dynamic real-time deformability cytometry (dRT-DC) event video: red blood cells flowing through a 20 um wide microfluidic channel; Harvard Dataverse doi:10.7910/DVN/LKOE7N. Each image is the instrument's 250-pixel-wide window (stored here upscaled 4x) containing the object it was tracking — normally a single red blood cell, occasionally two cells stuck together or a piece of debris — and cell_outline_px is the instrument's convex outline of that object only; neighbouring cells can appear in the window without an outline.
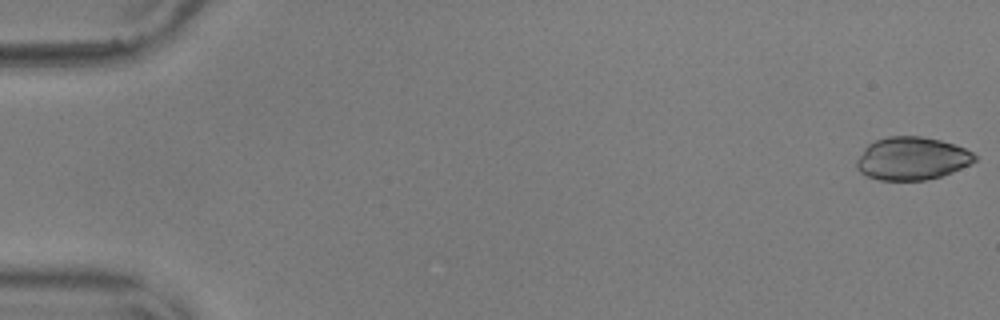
{"species": "common noctule bat (a hibernating species)", "species_latin": "Nyctalus noctula", "temperature_condition": "warm", "stored_images_in_passage": 56, "camera_frame_rate_fps": 3000, "um_per_image_px": 0.085, "animal": {"sex": "male", "body_mass_g": 17.9, "forearm_length_mm": 54.2}, "frame": {"image": 1, "passage_image": 1, "time_ms": 0.0, "image_size_px": [1000, 320], "cell_outline_px": [[976, 160], [952, 172], [940, 176], [924, 180], [880, 180], [868, 176], [860, 172], [856, 168], [856, 160], [864, 148], [868, 144], [876, 140], [888, 136], [920, 136], [940, 140], [964, 148], [972, 152], [976, 156]], "centroid_in_image_um": [77.47, 13.47], "position_along_channel_um": 7.5, "area_um2": 29.3}}
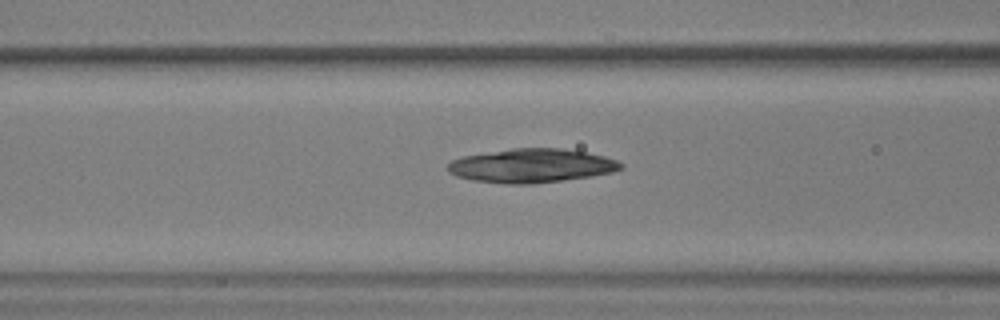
{"frame": {"image": 2, "passage_image": 23, "time_ms": 7.333, "image_size_px": [1000, 320], "cell_outline_px": [[624, 168], [612, 172], [588, 176], [532, 184], [504, 184], [472, 180], [456, 176], [448, 172], [448, 164], [452, 160], [464, 156], [512, 148], [560, 148], [584, 152], [604, 156], [616, 160], [624, 164]], "centroid_in_image_um": [45.16, 14.08], "position_along_channel_um": 121.4, "area_um2": 33.93}}
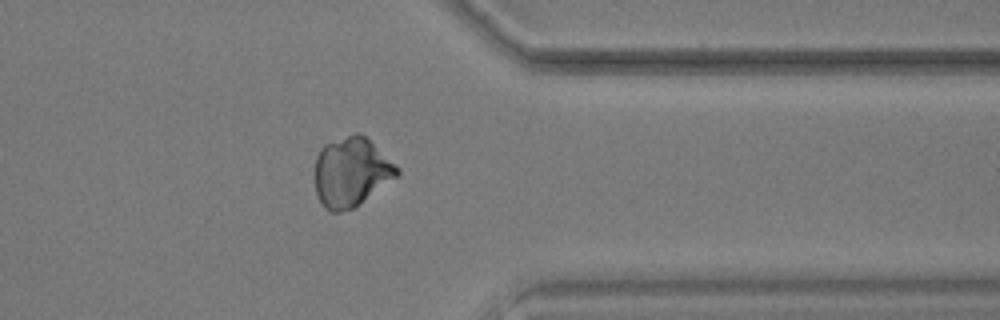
{"frame": {"image": 3, "passage_image": 45, "time_ms": 14.667, "image_size_px": [1000, 320], "cell_outline_px": [[400, 176], [360, 204], [352, 208], [340, 212], [332, 212], [324, 208], [316, 192], [316, 156], [320, 148], [324, 144], [356, 132], [360, 132], [396, 164], [400, 168]], "centroid_in_image_um": [29.89, 14.63], "position_along_channel_um": 381.5, "area_um2": 33.35}}